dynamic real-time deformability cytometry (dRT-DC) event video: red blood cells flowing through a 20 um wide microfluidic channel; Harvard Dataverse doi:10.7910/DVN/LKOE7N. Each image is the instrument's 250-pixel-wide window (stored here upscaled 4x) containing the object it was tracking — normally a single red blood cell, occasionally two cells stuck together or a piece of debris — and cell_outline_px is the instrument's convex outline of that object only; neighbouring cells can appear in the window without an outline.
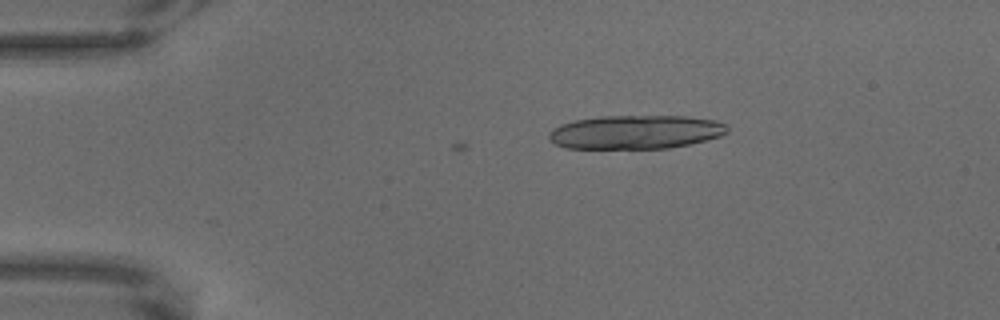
{"species": "common noctule bat (a hibernating species)", "species_latin": "Nyctalus noctula", "temperature_condition": "warm", "stored_images_in_passage": 4, "camera_frame_rate_fps": 3000, "um_per_image_px": 0.085, "animal": {"sex": "male", "body_mass_g": 18.8}, "frame": {"image": 1, "passage_image": 4, "time_ms": 1.0, "image_size_px": [1000, 320], "cell_outline_px": [[728, 132], [720, 136], [688, 144], [668, 148], [564, 148], [556, 144], [548, 136], [552, 128], [560, 124], [576, 120], [600, 116], [684, 116], [716, 120], [724, 124], [728, 128]], "centroid_in_image_um": [54.01, 11.22], "position_along_channel_um": 31.0, "area_um2": 34.91}}